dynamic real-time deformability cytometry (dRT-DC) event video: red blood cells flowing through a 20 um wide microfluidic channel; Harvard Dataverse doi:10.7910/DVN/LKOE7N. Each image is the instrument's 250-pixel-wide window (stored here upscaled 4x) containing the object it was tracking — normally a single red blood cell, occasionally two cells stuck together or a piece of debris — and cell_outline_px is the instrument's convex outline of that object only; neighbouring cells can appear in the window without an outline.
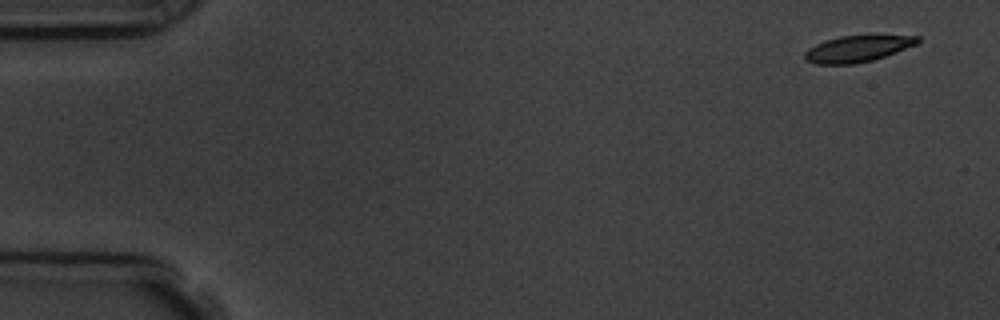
{"species": "common noctule bat (a hibernating species)", "species_latin": "Nyctalus noctula", "temperature_condition": "room temperature", "stored_images_in_passage": 6, "camera_frame_rate_fps": 3000, "um_per_image_px": 0.085, "animal": {"sex": "male", "body_mass_g": 19.5, "forearm_length_mm": 54.6}, "frame": {"image": 1, "passage_image": 1, "time_ms": 0.0, "image_size_px": [1000, 320], "cell_outline_px": [[920, 44], [872, 60], [852, 64], [816, 64], [804, 60], [804, 52], [808, 48], [824, 40], [840, 36], [920, 36]], "centroid_in_image_um": [72.87, 4.15], "position_along_channel_um": 12.1, "area_um2": 17.28}}
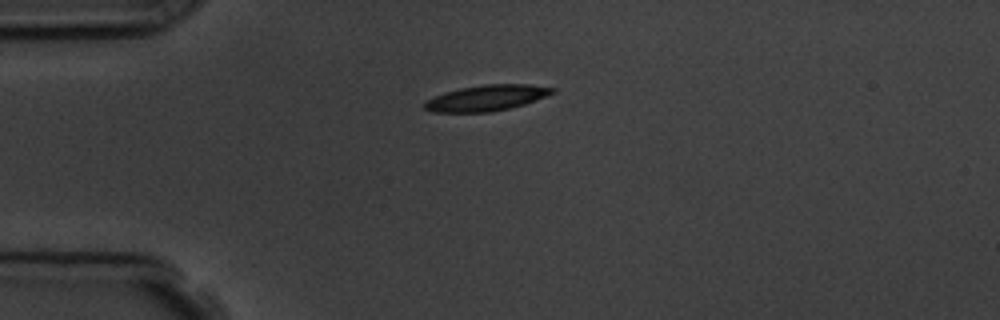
{"frame": {"image": 2, "passage_image": 4, "time_ms": 3.667, "image_size_px": [1000, 320], "cell_outline_px": [[556, 92], [524, 104], [492, 112], [432, 112], [424, 108], [424, 104], [428, 100], [444, 92], [460, 88], [484, 84], [528, 84], [556, 88]], "centroid_in_image_um": [41.37, 8.32], "position_along_channel_um": 43.6, "area_um2": 19.07}}